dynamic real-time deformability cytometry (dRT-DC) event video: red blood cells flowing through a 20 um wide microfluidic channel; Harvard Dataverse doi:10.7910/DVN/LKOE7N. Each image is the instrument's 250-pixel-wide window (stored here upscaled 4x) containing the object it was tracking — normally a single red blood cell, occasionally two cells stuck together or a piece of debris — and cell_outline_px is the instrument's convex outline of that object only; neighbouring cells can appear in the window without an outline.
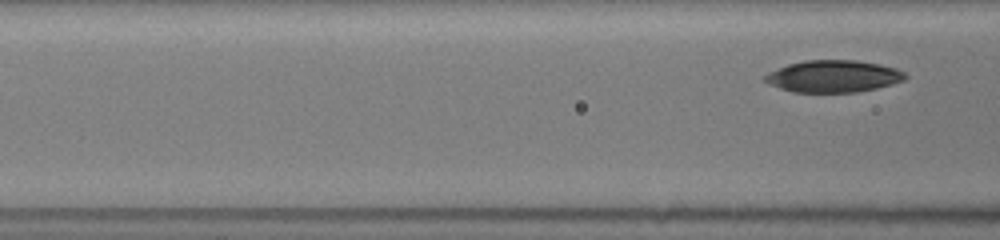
{"species": "common noctule bat (a hibernating species)", "species_latin": "Nyctalus noctula", "temperature_condition": "room temperature", "stored_images_in_passage": 6, "segment_of_instrument_passage": [2, 2], "camera_frame_rate_fps": 3000, "um_per_image_px": 0.085, "animal": {"sex": "female", "body_mass_g": 19.5, "forearm_length_mm": 54.1}, "frame": {"image": 1, "passage_image": 6, "time_ms": 3.667, "image_size_px": [1000, 240], "cell_outline_px": [[908, 76], [904, 80], [892, 84], [876, 88], [856, 92], [792, 92], [780, 88], [764, 80], [764, 76], [768, 72], [788, 64], [804, 60], [856, 60], [880, 64], [896, 68], [904, 72]], "centroid_in_image_um": [70.85, 6.48], "position_along_channel_um": 95.7, "area_um2": 26.13}}